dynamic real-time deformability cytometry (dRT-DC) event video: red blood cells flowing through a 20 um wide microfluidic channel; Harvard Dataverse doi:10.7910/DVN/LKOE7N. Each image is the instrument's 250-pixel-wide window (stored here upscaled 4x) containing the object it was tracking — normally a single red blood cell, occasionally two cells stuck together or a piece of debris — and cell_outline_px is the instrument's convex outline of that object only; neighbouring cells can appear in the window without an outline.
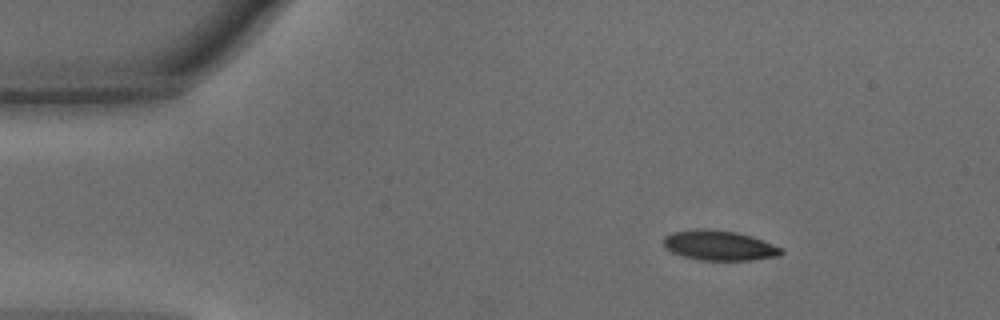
{"species": "common noctule bat (a hibernating species)", "species_latin": "Nyctalus noctula", "temperature_condition": "warm", "stored_images_in_passage": 45, "camera_frame_rate_fps": 3000, "um_per_image_px": 0.085, "animal": {"sex": "male", "body_mass_g": 15.6}, "frame": {"image": 1, "passage_image": 6, "time_ms": 1.667, "image_size_px": [1000, 320], "cell_outline_px": [[784, 252], [780, 256], [752, 260], [700, 260], [684, 256], [672, 252], [664, 248], [664, 236], [672, 232], [736, 232], [752, 236], [780, 248]], "centroid_in_image_um": [61.18, 20.92], "position_along_channel_um": 23.8, "area_um2": 19.48}}
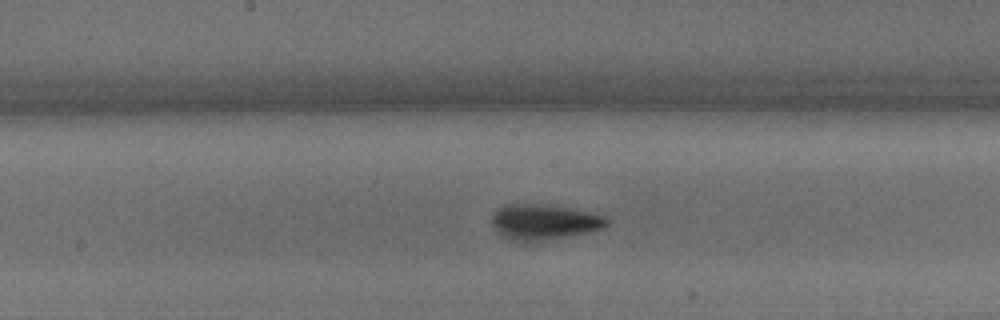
{"frame": {"image": 2, "passage_image": 23, "time_ms": 7.333, "image_size_px": [1000, 320], "cell_outline_px": [[608, 224], [604, 228], [592, 232], [524, 244], [500, 236], [496, 232], [492, 224], [492, 212], [496, 208], [504, 204], [544, 204], [592, 212], [604, 216], [608, 220]], "centroid_in_image_um": [46.19, 18.89], "position_along_channel_um": 202.0, "area_um2": 24.45}}
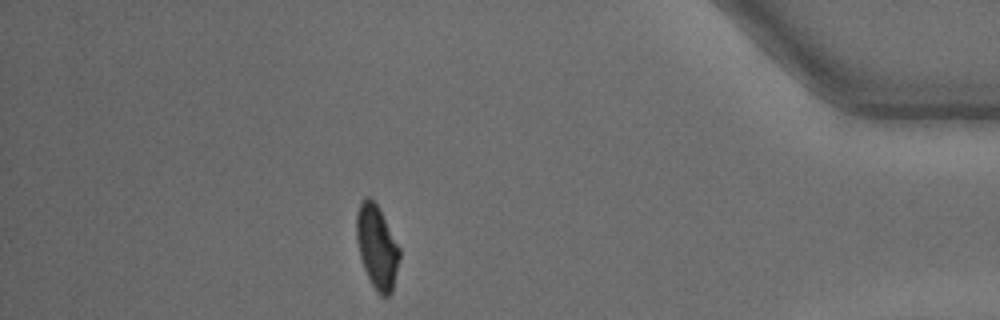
{"frame": {"image": 3, "passage_image": 40, "time_ms": 13.0, "image_size_px": [1000, 320], "cell_outline_px": [[400, 256], [392, 292], [388, 296], [380, 296], [376, 292], [364, 268], [360, 256], [356, 240], [356, 212], [364, 196], [368, 196], [376, 204], [400, 248]], "centroid_in_image_um": [32.03, 21.01], "position_along_channel_um": 403.2, "area_um2": 20.75}, "authors_computed_cell_mechanics": {"area_um2": 21.675, "velocity_mm_per_s": 4.3407, "shape_relaxation_time_tau1_ms": 2.5053, "shape_relaxation_time_tau2_ms": 1.3996, "deformation_change_tau1": 0.1224, "deformation_change_tau2": 0.0693}}